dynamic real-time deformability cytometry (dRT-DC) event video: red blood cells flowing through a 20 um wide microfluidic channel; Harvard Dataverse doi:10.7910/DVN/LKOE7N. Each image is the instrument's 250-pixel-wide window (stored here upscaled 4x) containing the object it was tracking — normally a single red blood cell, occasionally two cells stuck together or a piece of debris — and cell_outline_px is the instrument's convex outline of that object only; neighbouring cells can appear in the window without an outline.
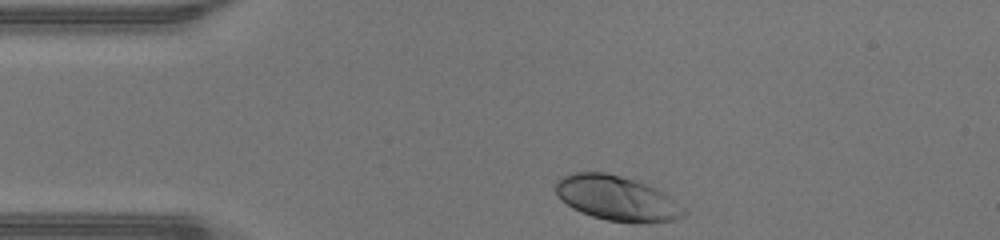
{"species": "human", "species_latin": "Homo sapiens", "temperature_condition": "warm", "stored_images_in_passage": 30, "camera_frame_rate_fps": 3000, "um_per_image_px": 0.085, "donor": {"sex": "male"}, "frame": {"image": 1, "passage_image": 1, "time_ms": 0.0, "image_size_px": [1000, 240], "cell_outline_px": [[688, 212], [684, 216], [672, 220], [608, 220], [592, 216], [580, 212], [572, 208], [552, 188], [556, 180], [560, 176], [572, 172], [604, 172], [620, 176], [648, 184], [664, 192], [684, 208]], "centroid_in_image_um": [52.37, 16.79], "position_along_channel_um": 32.6, "area_um2": 32.77}}
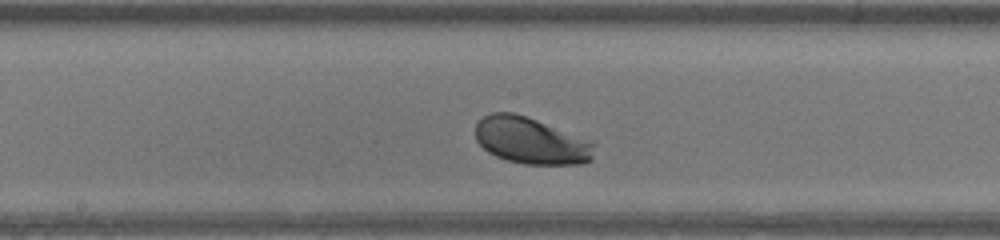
{"frame": {"image": 2, "passage_image": 16, "time_ms": 5.0, "image_size_px": [1000, 240], "cell_outline_px": [[596, 140], [592, 160], [580, 164], [524, 164], [508, 160], [496, 156], [488, 152], [476, 140], [476, 124], [484, 116], [492, 112], [512, 112]], "centroid_in_image_um": [45.2, 11.96], "position_along_channel_um": 203.0, "area_um2": 32.54}}
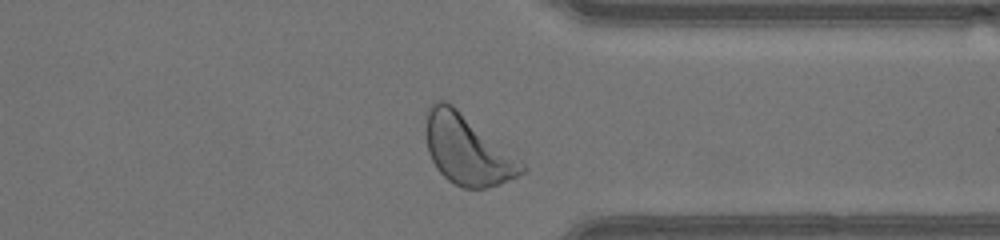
{"frame": {"image": 3, "passage_image": 28, "time_ms": 9.0, "image_size_px": [1000, 240], "cell_outline_px": [[528, 168], [524, 172], [500, 184], [484, 188], [464, 188], [448, 180], [436, 168], [428, 152], [428, 104], [436, 100], [448, 100], [524, 164]], "centroid_in_image_um": [39.72, 12.73], "position_along_channel_um": 371.7, "area_um2": 38.21}, "authors_computed_cell_mechanics": {"area_um2": 32.5992, "velocity_mm_per_s": 4.3086, "shape_relaxation_time_tau1_ms": 0.8786, "shape_relaxation_time_tau2_ms": null, "deformation_change_tau1": 0.1281, "deformation_change_tau2": null}}